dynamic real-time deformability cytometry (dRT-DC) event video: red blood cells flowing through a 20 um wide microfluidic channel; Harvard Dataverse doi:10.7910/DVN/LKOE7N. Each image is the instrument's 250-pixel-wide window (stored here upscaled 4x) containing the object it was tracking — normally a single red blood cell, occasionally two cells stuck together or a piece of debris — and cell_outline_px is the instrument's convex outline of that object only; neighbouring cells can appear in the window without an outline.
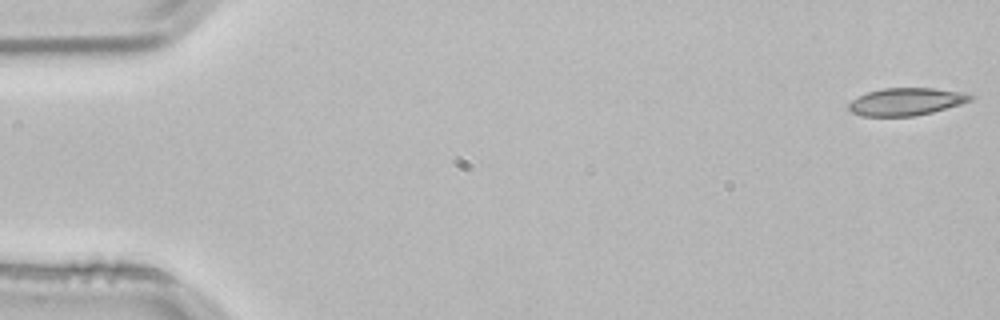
{"species": "common noctule bat (a hibernating species)", "species_latin": "Nyctalus noctula", "temperature_condition": "room temperature", "stored_images_in_passage": 8, "camera_frame_rate_fps": 3000, "um_per_image_px": 0.085, "animal": {"sex": "male", "body_mass_g": 21.5, "forearm_length_mm": 52.0}, "frame": {"image": 1, "passage_image": 1, "time_ms": 0.0, "image_size_px": [1000, 320], "cell_outline_px": [[976, 96], [972, 100], [960, 104], [932, 112], [916, 116], [864, 116], [852, 112], [848, 108], [848, 104], [852, 100], [868, 92], [884, 88], [932, 88], [968, 92]], "centroid_in_image_um": [77.08, 8.63], "position_along_channel_um": 7.9, "area_um2": 19.54}}